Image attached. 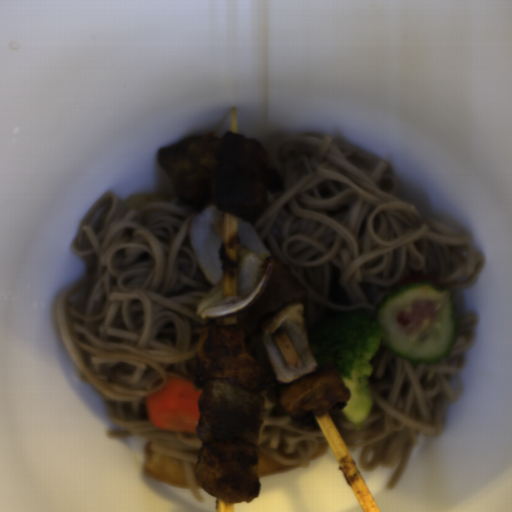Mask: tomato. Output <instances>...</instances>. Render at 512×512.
<instances>
[{
    "mask_svg": "<svg viewBox=\"0 0 512 512\" xmlns=\"http://www.w3.org/2000/svg\"><path fill=\"white\" fill-rule=\"evenodd\" d=\"M445 300L446 297L442 294L435 301L411 303L404 312L396 315V325L404 332L414 335L429 329L440 315Z\"/></svg>",
    "mask_w": 512,
    "mask_h": 512,
    "instance_id": "tomato-1",
    "label": "tomato"
}]
</instances>
